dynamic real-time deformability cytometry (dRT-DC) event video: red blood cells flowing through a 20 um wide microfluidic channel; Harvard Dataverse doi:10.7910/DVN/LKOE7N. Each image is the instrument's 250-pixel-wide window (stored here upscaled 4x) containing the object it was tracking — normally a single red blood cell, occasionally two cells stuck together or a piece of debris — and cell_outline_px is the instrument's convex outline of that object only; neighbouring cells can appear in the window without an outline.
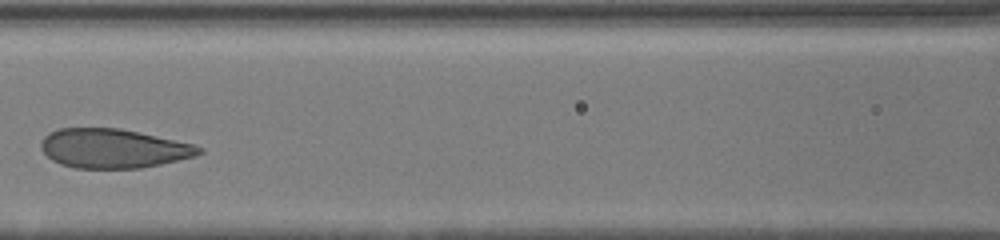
{"species": "human", "species_latin": "Homo sapiens", "temperature_condition": "cold", "stored_images_in_passage": 7, "camera_frame_rate_fps": 3000, "um_per_image_px": 0.085, "donor": {"sex": "male"}, "frame": {"image": 1, "passage_image": 5, "time_ms": 3.333, "image_size_px": [1000, 240], "cell_outline_px": [[204, 152], [196, 156], [160, 164], [140, 168], [76, 168], [60, 164], [52, 160], [40, 148], [40, 144], [44, 136], [48, 132], [60, 128], [120, 128], [192, 144], [204, 148]], "centroid_in_image_um": [9.61, 12.62], "position_along_channel_um": 157.0, "area_um2": 36.01}}
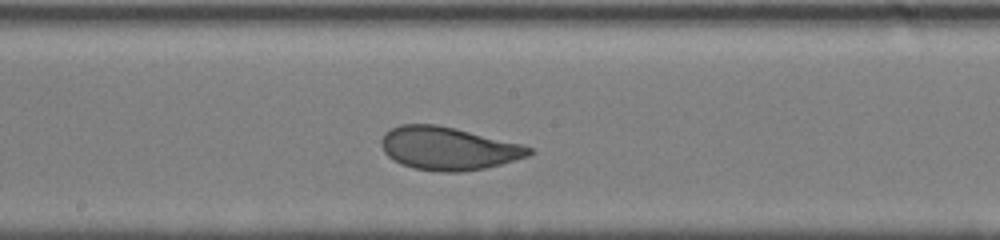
{"frame": {"image": 2, "passage_image": 7, "time_ms": 4.667, "image_size_px": [1000, 240], "cell_outline_px": [[532, 152], [528, 156], [500, 164], [484, 168], [460, 172], [440, 172], [412, 168], [400, 164], [392, 160], [384, 152], [380, 144], [380, 140], [384, 132], [400, 124], [436, 124], [456, 128], [524, 144], [532, 148]], "centroid_in_image_um": [38.07, 12.61], "position_along_channel_um": 210.1, "area_um2": 37.34}}